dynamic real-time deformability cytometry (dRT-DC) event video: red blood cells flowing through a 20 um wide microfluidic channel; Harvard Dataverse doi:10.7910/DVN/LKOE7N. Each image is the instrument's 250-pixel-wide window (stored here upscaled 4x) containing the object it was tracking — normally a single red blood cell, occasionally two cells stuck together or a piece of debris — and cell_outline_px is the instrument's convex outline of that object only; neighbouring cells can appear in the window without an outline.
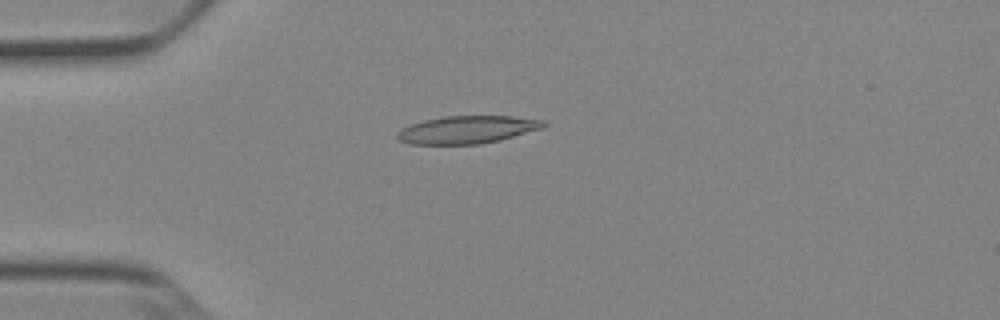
{"species": "Egyptian fruit bat (a non-hibernating species)", "species_latin": "Rousettus aegyptiacus", "temperature_condition": "cold", "stored_images_in_passage": 31, "camera_frame_rate_fps": 3000, "um_per_image_px": 0.085, "animal": {"sex": "female"}, "frame": {"image": 1, "passage_image": 1, "time_ms": 0.0, "image_size_px": [1000, 320], "cell_outline_px": [[548, 124], [544, 128], [500, 140], [480, 144], [412, 144], [400, 140], [396, 136], [396, 132], [400, 128], [408, 124], [424, 120], [444, 116], [512, 116], [544, 120]], "centroid_in_image_um": [39.72, 11.01], "position_along_channel_um": 45.3, "area_um2": 23.81}}
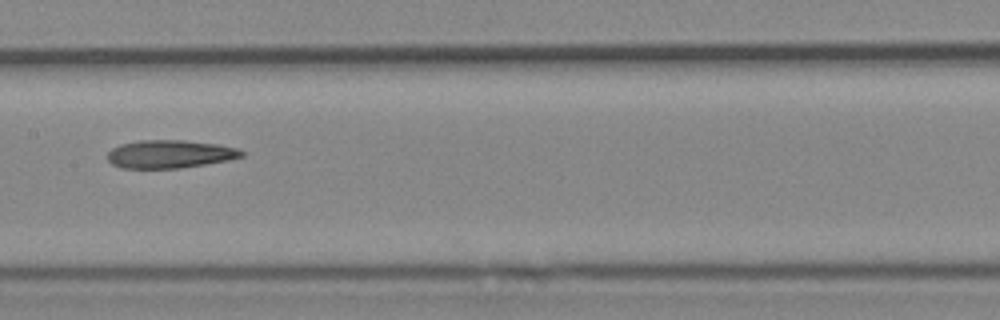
{"frame": {"image": 2, "passage_image": 14, "time_ms": 4.333, "image_size_px": [1000, 320], "cell_outline_px": [[244, 156], [228, 160], [180, 168], [120, 168], [112, 164], [108, 160], [108, 152], [112, 148], [120, 144], [140, 140], [184, 140], [216, 144], [240, 148], [244, 152]], "centroid_in_image_um": [14.44, 13.09], "position_along_channel_um": 193.0, "area_um2": 21.96}}
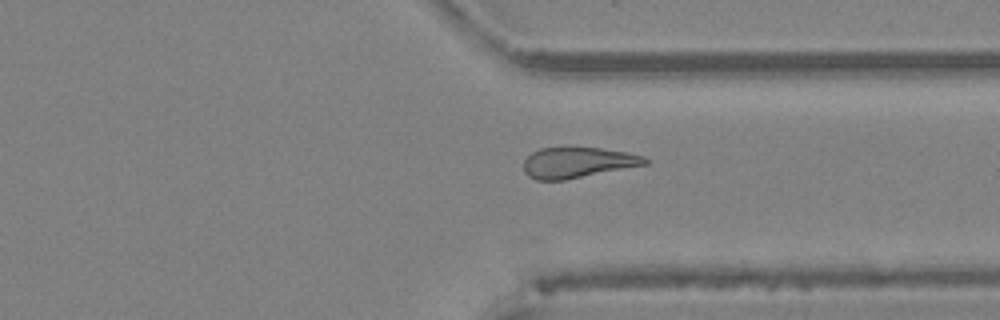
{"frame": {"image": 3, "passage_image": 27, "time_ms": 8.667, "image_size_px": [1000, 320], "cell_outline_px": [[648, 164], [564, 180], [536, 180], [528, 176], [524, 172], [524, 160], [532, 152], [540, 148], [600, 148], [628, 152], [644, 156], [648, 160]], "centroid_in_image_um": [49.1, 13.82], "position_along_channel_um": 362.3, "area_um2": 21.56}}